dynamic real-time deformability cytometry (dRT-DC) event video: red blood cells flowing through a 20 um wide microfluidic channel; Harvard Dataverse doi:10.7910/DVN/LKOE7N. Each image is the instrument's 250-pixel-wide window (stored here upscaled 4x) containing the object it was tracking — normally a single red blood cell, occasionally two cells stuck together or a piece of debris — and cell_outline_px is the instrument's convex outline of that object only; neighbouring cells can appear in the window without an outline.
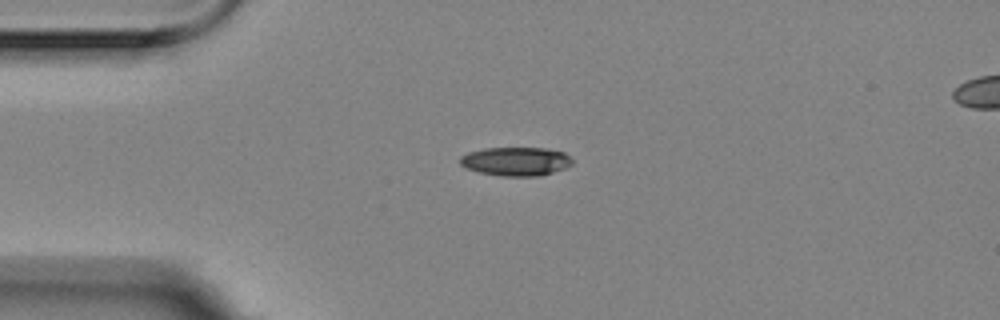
{"species": "Egyptian fruit bat (a non-hibernating species)", "species_latin": "Rousettus aegyptiacus", "temperature_condition": "room temperature", "stored_images_in_passage": 12, "camera_frame_rate_fps": 3000, "um_per_image_px": 0.085, "animal": {"sex": "female"}, "frame": {"image": 1, "passage_image": 1, "time_ms": 0.0, "image_size_px": [1000, 320], "cell_outline_px": [[572, 164], [564, 168], [540, 176], [500, 176], [480, 172], [464, 168], [460, 164], [460, 156], [468, 152], [484, 148], [544, 148], [564, 152], [572, 160]], "centroid_in_image_um": [43.81, 13.72], "position_along_channel_um": 41.2, "area_um2": 18.79}}
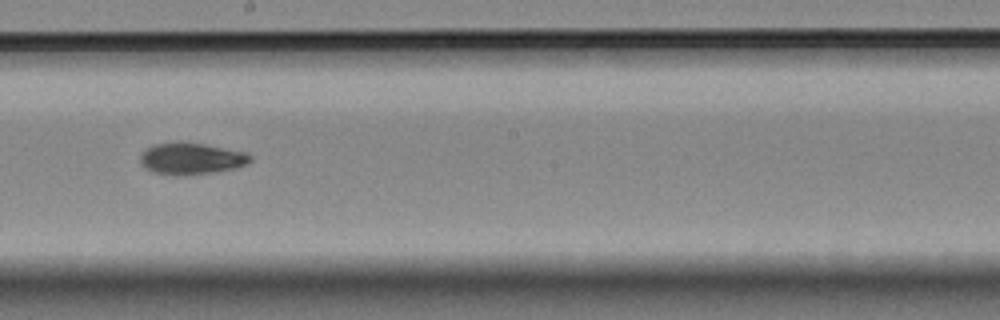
{"frame": {"image": 2, "passage_image": 6, "time_ms": 1.667, "image_size_px": [1000, 320], "cell_outline_px": [[252, 160], [248, 164], [232, 168], [212, 172], [152, 172], [144, 168], [140, 160], [140, 156], [148, 148], [156, 144], [176, 140], [180, 140], [204, 144], [248, 152], [252, 156]], "centroid_in_image_um": [16.3, 13.4], "position_along_channel_um": 231.9, "area_um2": 19.65}}
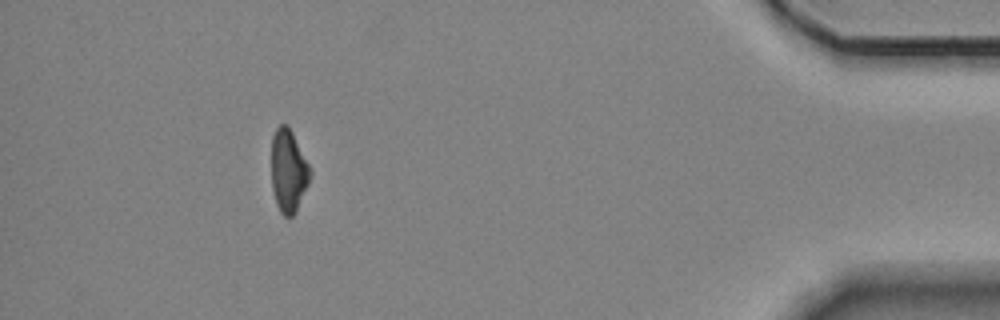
{"frame": {"image": 3, "passage_image": 11, "time_ms": 3.333, "image_size_px": [1000, 320], "cell_outline_px": [[312, 172], [308, 184], [296, 212], [292, 216], [284, 216], [280, 212], [276, 204], [272, 188], [272, 136], [276, 128], [280, 124], [288, 124]], "centroid_in_image_um": [24.51, 14.53], "position_along_channel_um": 410.7, "area_um2": 18.55}}